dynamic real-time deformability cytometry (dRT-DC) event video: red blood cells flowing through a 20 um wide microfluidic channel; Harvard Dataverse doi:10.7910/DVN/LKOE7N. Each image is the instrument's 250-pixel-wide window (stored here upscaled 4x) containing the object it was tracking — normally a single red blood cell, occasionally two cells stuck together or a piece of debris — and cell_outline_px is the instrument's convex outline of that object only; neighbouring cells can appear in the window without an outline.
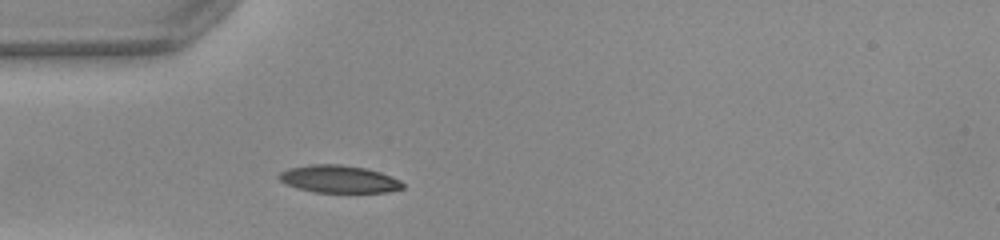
{"species": "common noctule bat (a hibernating species)", "species_latin": "Nyctalus noctula", "temperature_condition": "warm", "stored_images_in_passage": 26, "camera_frame_rate_fps": 3000, "um_per_image_px": 0.085, "animal": {"sex": "female", "body_mass_g": 22.0, "forearm_length_mm": 56.7}, "frame": {"image": 1, "passage_image": 1, "time_ms": 0.0, "image_size_px": [1000, 240], "cell_outline_px": [[404, 188], [388, 192], [312, 192], [296, 188], [280, 180], [276, 176], [280, 172], [288, 168], [308, 164], [340, 164], [364, 168], [380, 172], [400, 180], [404, 184]], "centroid_in_image_um": [28.78, 15.22], "position_along_channel_um": 56.2, "area_um2": 19.88}}
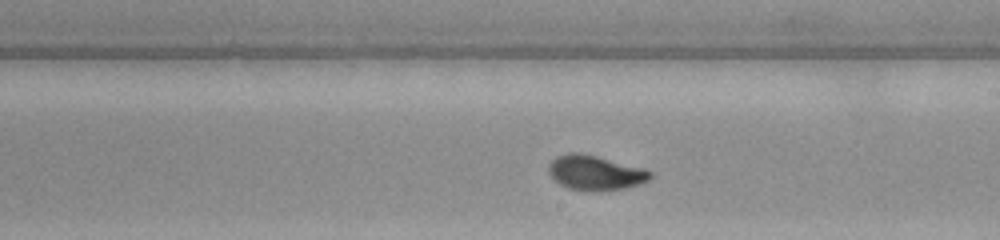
{"frame": {"image": 2, "passage_image": 15, "time_ms": 4.667, "image_size_px": [1000, 240], "cell_outline_px": [[652, 176], [648, 180], [640, 184], [624, 188], [600, 192], [584, 192], [568, 188], [560, 184], [548, 172], [548, 164], [556, 156], [568, 152], [580, 152], [644, 168], [652, 172]], "centroid_in_image_um": [50.58, 14.7], "position_along_channel_um": 238.4, "area_um2": 20.87}}
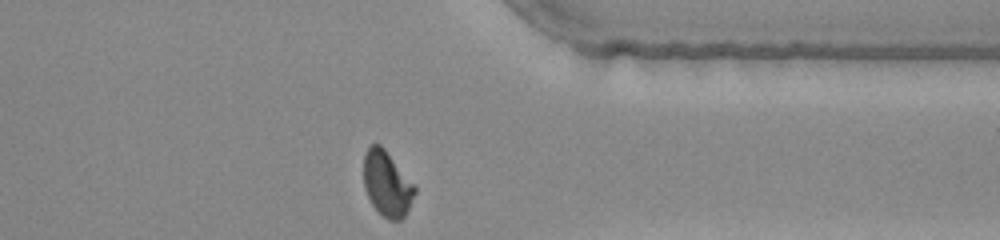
{"frame": {"image": 3, "passage_image": 26, "time_ms": 8.333, "image_size_px": [1000, 240], "cell_outline_px": [[416, 192], [404, 216], [400, 220], [388, 220], [372, 204], [364, 188], [364, 156], [368, 148], [372, 144], [380, 144], [384, 148], [416, 188]], "centroid_in_image_um": [32.88, 15.62], "position_along_channel_um": 378.5, "area_um2": 18.9}, "authors_computed_cell_mechanics": {"area_um2": 20.1433, "velocity_mm_per_s": 4.0156, "shape_relaxation_time_tau1_ms": 4.8705, "shape_relaxation_time_tau2_ms": 0.8535, "deformation_change_tau1": 0.2226, "deformation_change_tau2": 0.0505}}